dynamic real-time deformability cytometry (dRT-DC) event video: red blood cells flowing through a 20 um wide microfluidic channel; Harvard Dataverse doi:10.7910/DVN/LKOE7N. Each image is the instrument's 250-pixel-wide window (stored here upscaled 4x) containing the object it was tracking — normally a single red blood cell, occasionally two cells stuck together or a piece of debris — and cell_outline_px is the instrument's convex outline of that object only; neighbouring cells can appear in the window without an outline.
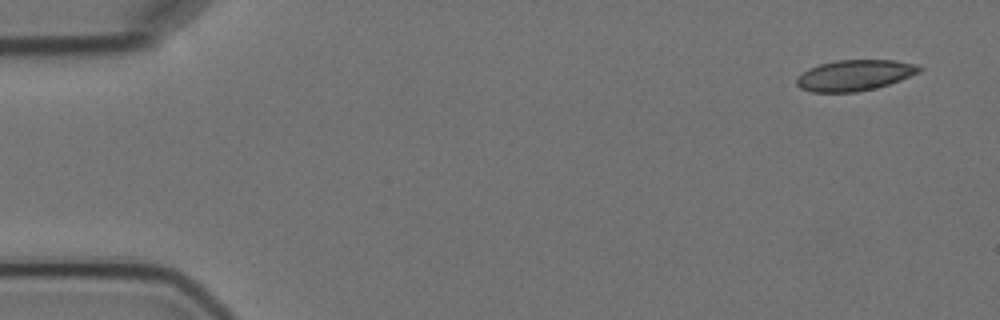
{"species": "Egyptian fruit bat (a non-hibernating species)", "species_latin": "Rousettus aegyptiacus", "temperature_condition": "cold", "stored_images_in_passage": 6, "camera_frame_rate_fps": 3000, "um_per_image_px": 0.085, "animal": {"sex": "female"}, "frame": {"image": 1, "passage_image": 1, "time_ms": 0.0, "image_size_px": [1000, 320], "cell_outline_px": [[924, 68], [920, 72], [900, 80], [876, 88], [856, 92], [812, 92], [800, 88], [796, 84], [796, 76], [808, 68], [820, 64], [836, 60], [896, 60], [916, 64]], "centroid_in_image_um": [72.63, 6.39], "position_along_channel_um": 12.4, "area_um2": 22.2}}
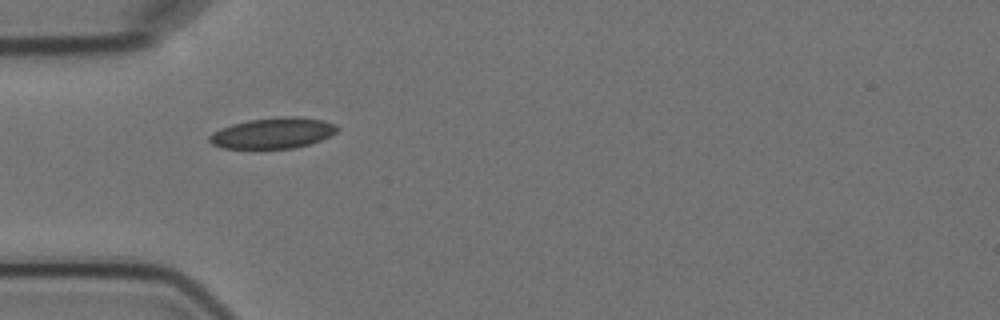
{"frame": {"image": 2, "passage_image": 5, "time_ms": 4.667, "image_size_px": [1000, 320], "cell_outline_px": [[340, 128], [336, 132], [320, 140], [308, 144], [292, 148], [224, 148], [212, 144], [208, 140], [208, 136], [212, 132], [220, 128], [232, 124], [248, 120], [280, 116], [300, 116], [320, 120], [336, 124]], "centroid_in_image_um": [23.18, 11.3], "position_along_channel_um": 61.8, "area_um2": 22.89}}
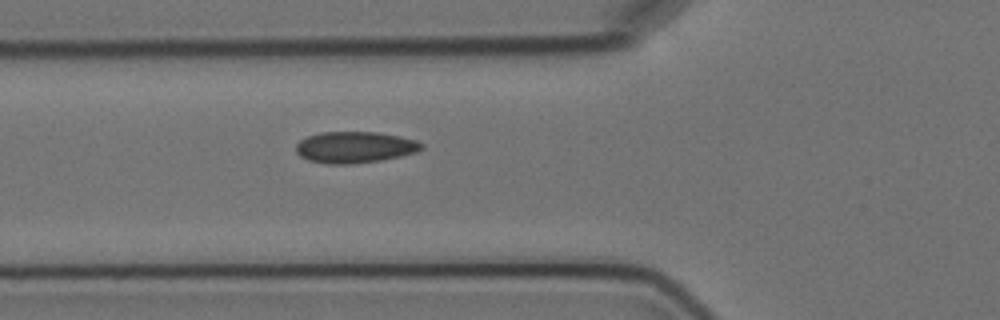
{"frame": {"image": 3, "passage_image": 6, "time_ms": 5.667, "image_size_px": [1000, 320], "cell_outline_px": [[424, 148], [416, 152], [400, 156], [380, 160], [348, 164], [328, 164], [308, 160], [300, 156], [296, 152], [296, 144], [300, 140], [308, 136], [320, 132], [376, 132], [400, 136], [416, 140], [424, 144]], "centroid_in_image_um": [30.16, 12.51], "position_along_channel_um": 95.6, "area_um2": 22.95}}